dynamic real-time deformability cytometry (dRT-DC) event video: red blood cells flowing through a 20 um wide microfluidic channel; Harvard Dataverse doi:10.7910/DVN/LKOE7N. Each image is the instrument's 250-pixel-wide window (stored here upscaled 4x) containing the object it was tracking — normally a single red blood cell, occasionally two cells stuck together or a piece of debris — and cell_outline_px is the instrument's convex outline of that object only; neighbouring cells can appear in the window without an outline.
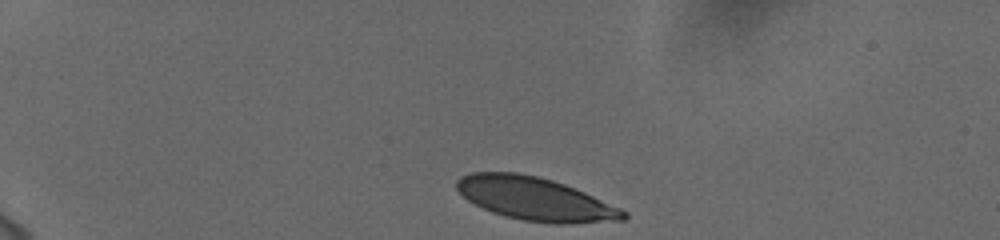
{"species": "human", "species_latin": "Homo sapiens", "temperature_condition": "cold", "stored_images_in_passage": 41, "camera_frame_rate_fps": 3000, "um_per_image_px": 0.085, "donor": {"sex": "female"}, "frame": {"image": 1, "passage_image": 1, "time_ms": 0.0, "image_size_px": [1000, 240], "cell_outline_px": [[628, 216], [624, 220], [568, 224], [552, 224], [524, 220], [504, 216], [492, 212], [468, 200], [456, 188], [456, 180], [460, 176], [472, 172], [516, 172], [536, 176], [552, 180], [564, 184], [584, 192], [620, 208], [628, 212]], "centroid_in_image_um": [45.5, 16.91], "position_along_channel_um": 39.5, "area_um2": 41.79}}
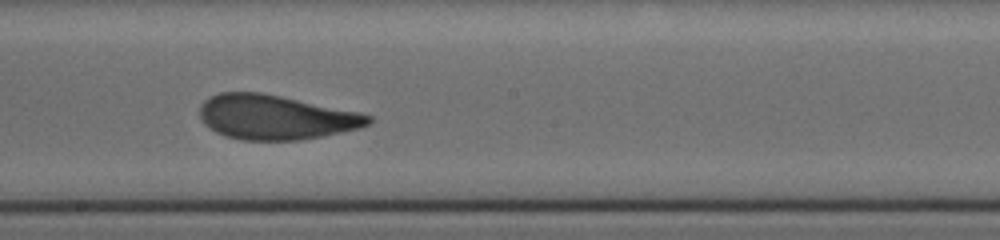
{"frame": {"image": 2, "passage_image": 22, "time_ms": 7.0, "image_size_px": [1000, 240], "cell_outline_px": [[372, 120], [368, 124], [360, 128], [300, 140], [240, 140], [224, 136], [216, 132], [204, 124], [200, 120], [200, 104], [204, 100], [220, 92], [260, 92], [280, 96], [356, 112], [372, 116]], "centroid_in_image_um": [23.35, 9.97], "position_along_channel_um": 224.8, "area_um2": 43.41}}
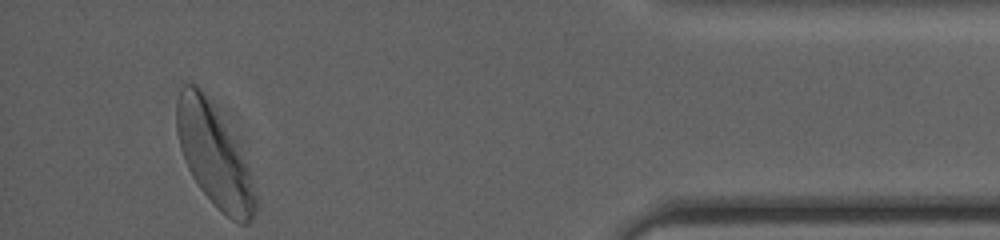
{"frame": {"image": 3, "passage_image": 41, "time_ms": 13.333, "image_size_px": [1000, 240], "cell_outline_px": [[256, 212], [248, 224], [240, 224], [232, 220], [220, 212], [216, 208], [200, 188], [192, 176], [184, 160], [180, 148], [176, 132], [176, 100], [180, 88], [184, 84], [196, 84], [200, 88], [248, 168], [256, 196]], "centroid_in_image_um": [18.14, 13.32], "position_along_channel_um": 417.1, "area_um2": 44.91}, "authors_computed_cell_mechanics": {"area_um2": 43.8124, "velocity_mm_per_s": 3.7166, "shape_relaxation_time_tau1_ms": 3.9271, "shape_relaxation_time_tau2_ms": 1.019, "deformation_change_tau1": 0.164, "deformation_change_tau2": 0.0806}}